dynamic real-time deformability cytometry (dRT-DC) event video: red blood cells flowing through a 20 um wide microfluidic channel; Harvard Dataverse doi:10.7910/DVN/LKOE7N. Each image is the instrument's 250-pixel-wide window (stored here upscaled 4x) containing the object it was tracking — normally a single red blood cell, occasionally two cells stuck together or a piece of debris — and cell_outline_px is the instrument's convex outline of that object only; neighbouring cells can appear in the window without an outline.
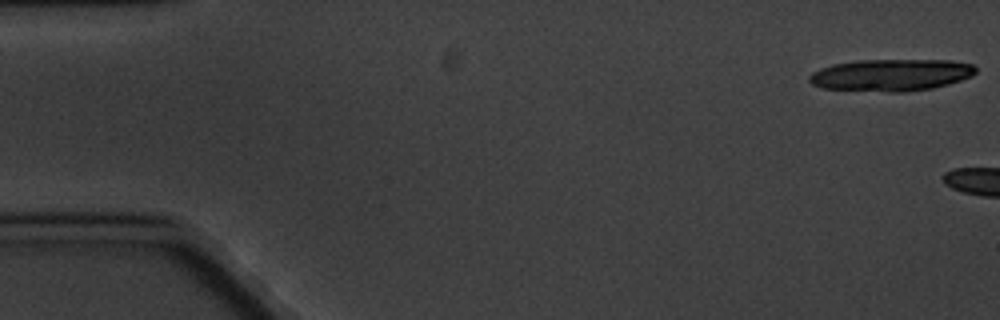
{"species": "common noctule bat (a hibernating species)", "species_latin": "Nyctalus noctula", "temperature_condition": "cold", "stored_images_in_passage": 2, "camera_frame_rate_fps": 3000, "um_per_image_px": 0.085, "animal": {"sex": "male", "body_mass_g": 20.1, "forearm_length_mm": 53.5}, "frame": {"image": 1, "passage_image": 1, "time_ms": 0.0, "image_size_px": [1000, 320], "cell_outline_px": [[976, 72], [972, 76], [948, 84], [932, 88], [904, 92], [888, 92], [824, 88], [812, 84], [808, 80], [808, 76], [812, 72], [820, 68], [832, 64], [856, 60], [952, 60], [972, 64], [976, 68]], "centroid_in_image_um": [75.73, 6.37], "position_along_channel_um": 9.3, "area_um2": 31.1}}